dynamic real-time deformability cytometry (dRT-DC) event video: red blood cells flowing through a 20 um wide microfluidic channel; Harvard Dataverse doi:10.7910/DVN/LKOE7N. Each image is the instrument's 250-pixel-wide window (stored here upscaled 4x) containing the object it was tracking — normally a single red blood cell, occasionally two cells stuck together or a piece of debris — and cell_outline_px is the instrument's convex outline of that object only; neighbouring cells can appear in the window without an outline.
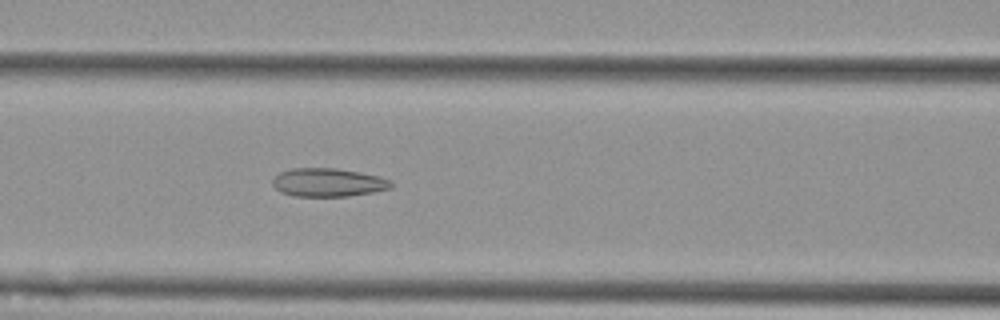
{"species": "Egyptian fruit bat (a non-hibernating species)", "species_latin": "Rousettus aegyptiacus", "temperature_condition": "cold", "stored_images_in_passage": 57, "camera_frame_rate_fps": 3000, "um_per_image_px": 0.085, "animal": {"sex": "female"}, "frame": {"image": 1, "passage_image": 25, "time_ms": 8.0, "image_size_px": [1000, 320], "cell_outline_px": [[392, 188], [372, 192], [348, 196], [296, 196], [280, 192], [272, 184], [272, 180], [280, 172], [292, 168], [336, 168], [360, 172], [380, 176], [392, 180]], "centroid_in_image_um": [27.91, 15.5], "position_along_channel_um": 138.7, "area_um2": 19.65}}
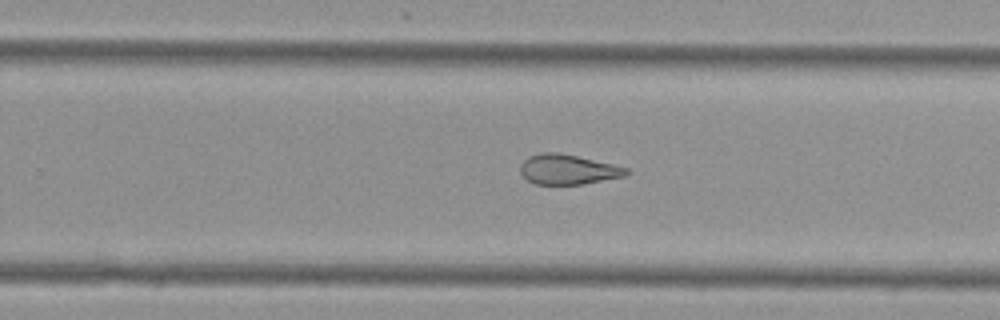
{"frame": {"image": 2, "passage_image": 37, "time_ms": 12.0, "image_size_px": [1000, 320], "cell_outline_px": [[632, 172], [624, 176], [584, 184], [536, 184], [528, 180], [520, 172], [520, 164], [528, 156], [540, 152], [556, 152], [576, 156], [612, 164], [628, 168]], "centroid_in_image_um": [48.27, 14.4], "position_along_channel_um": 281.5, "area_um2": 18.44}}
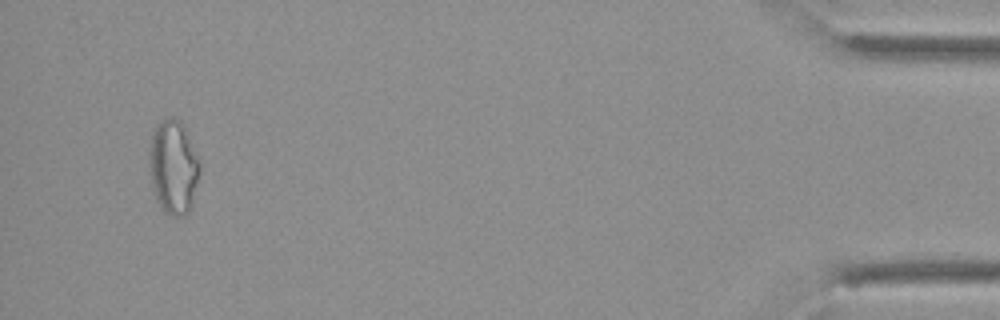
{"frame": {"image": 3, "passage_image": 55, "time_ms": 18.0, "image_size_px": [1000, 320], "cell_outline_px": [[200, 172], [192, 200], [188, 212], [184, 216], [172, 216], [160, 208], [152, 184], [148, 164], [148, 152], [152, 132], [156, 124], [160, 120], [172, 116], [180, 120], [184, 124], [188, 132], [200, 160]], "centroid_in_image_um": [14.73, 14.13], "position_along_channel_um": 420.5, "area_um2": 28.09}, "authors_computed_cell_mechanics": {"area_um2": 23.6402, "velocity_mm_per_s": 3.5857, "shape_relaxation_time_tau1_ms": null, "shape_relaxation_time_tau2_ms": 3.1593, "deformation_change_tau1": null, "deformation_change_tau2": 0.1177}}